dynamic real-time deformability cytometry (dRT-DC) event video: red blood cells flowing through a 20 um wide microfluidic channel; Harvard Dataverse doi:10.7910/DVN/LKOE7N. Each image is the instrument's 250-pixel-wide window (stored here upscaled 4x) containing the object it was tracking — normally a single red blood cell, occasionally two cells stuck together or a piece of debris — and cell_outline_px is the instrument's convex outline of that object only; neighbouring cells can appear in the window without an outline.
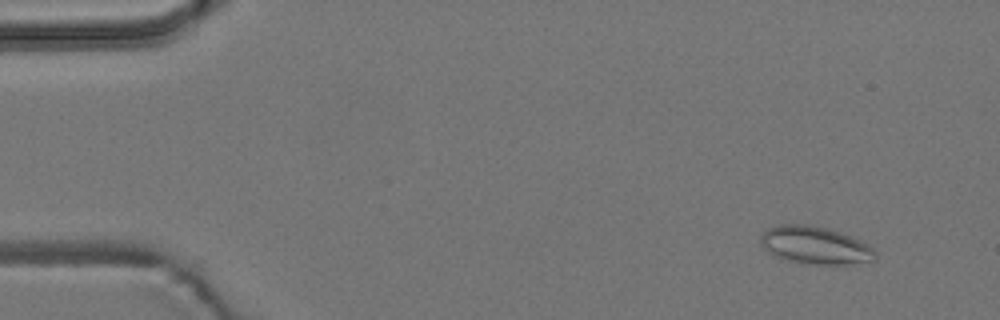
{"species": "common noctule bat (a hibernating species)", "species_latin": "Nyctalus noctula", "temperature_condition": "room temperature", "stored_images_in_passage": 6, "camera_frame_rate_fps": 3000, "um_per_image_px": 0.085, "animal": {"sex": "male", "body_mass_g": 19.2, "forearm_length_mm": 51.8}, "frame": {"image": 1, "passage_image": 2, "time_ms": 0.333, "image_size_px": [1000, 320], "cell_outline_px": [[876, 260], [844, 264], [816, 264], [792, 260], [776, 256], [764, 248], [760, 244], [760, 236], [768, 228], [780, 224], [808, 224], [828, 228], [840, 232], [860, 240], [872, 248], [876, 252]], "centroid_in_image_um": [69.28, 20.82], "position_along_channel_um": 15.7, "area_um2": 24.8}}
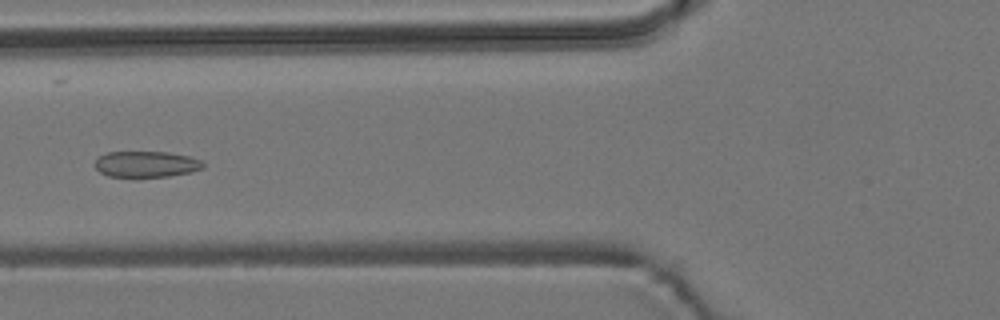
{"frame": {"image": 2, "passage_image": 6, "time_ms": 1.667, "image_size_px": [1000, 320], "cell_outline_px": [[204, 168], [192, 172], [168, 176], [108, 176], [100, 172], [96, 168], [96, 160], [100, 156], [108, 152], [168, 152], [188, 156], [200, 160], [204, 164]], "centroid_in_image_um": [12.46, 13.95], "position_along_channel_um": 113.3, "area_um2": 16.18}}